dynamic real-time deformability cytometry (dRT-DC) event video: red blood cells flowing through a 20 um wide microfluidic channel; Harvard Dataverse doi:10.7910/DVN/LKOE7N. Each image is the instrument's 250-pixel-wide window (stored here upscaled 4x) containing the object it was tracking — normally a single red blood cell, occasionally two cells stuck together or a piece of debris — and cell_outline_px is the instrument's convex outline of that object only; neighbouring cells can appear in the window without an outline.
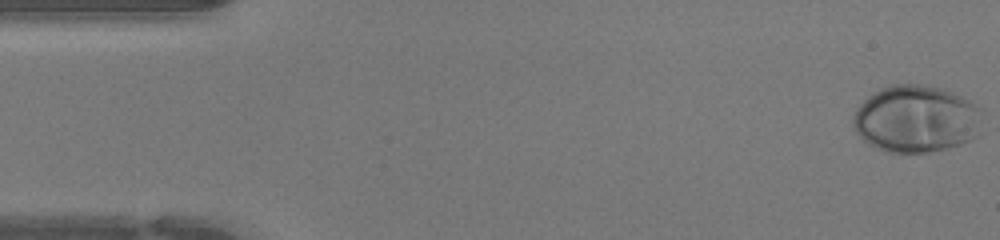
{"species": "human", "species_latin": "Homo sapiens", "temperature_condition": "warm", "stored_images_in_passage": 47, "camera_frame_rate_fps": 3000, "um_per_image_px": 0.085, "donor": {"sex": "female"}, "frame": {"image": 1, "passage_image": 1, "time_ms": 0.0, "image_size_px": [1000, 240], "cell_outline_px": [[984, 112], [980, 136], [972, 140], [960, 144], [944, 148], [924, 152], [888, 152], [876, 148], [868, 144], [856, 132], [852, 124], [852, 116], [856, 108], [868, 96], [880, 88], [892, 84], [928, 84], [952, 92], [968, 100], [980, 108]], "centroid_in_image_um": [77.9, 10.1], "position_along_channel_um": 7.1, "area_um2": 51.15}}
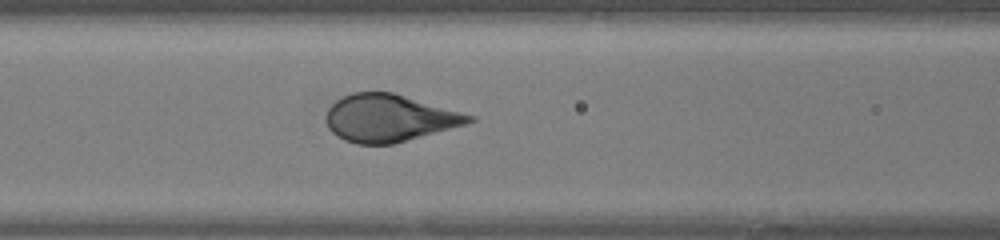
{"frame": {"image": 2, "passage_image": 19, "time_ms": 6.0, "image_size_px": [1000, 240], "cell_outline_px": [[476, 120], [464, 124], [392, 144], [356, 144], [344, 140], [336, 136], [328, 128], [324, 120], [324, 116], [328, 108], [336, 100], [352, 92], [392, 92], [476, 116]], "centroid_in_image_um": [33.02, 10.03], "position_along_channel_um": 133.6, "area_um2": 39.19}}
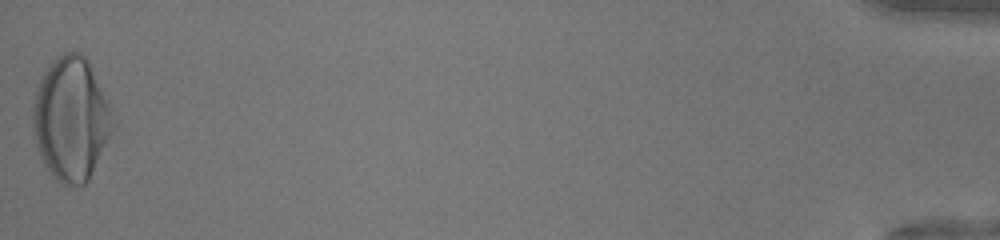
{"frame": {"image": 3, "passage_image": 47, "time_ms": 15.333, "image_size_px": [1000, 240], "cell_outline_px": [[116, 124], [88, 180], [84, 184], [64, 184], [56, 180], [48, 172], [36, 148], [32, 124], [32, 104], [40, 80], [48, 64], [52, 60], [64, 52], [80, 52], [88, 60], [116, 120]], "centroid_in_image_um": [6.02, 10.1], "position_along_channel_um": 429.2, "area_um2": 57.51}}